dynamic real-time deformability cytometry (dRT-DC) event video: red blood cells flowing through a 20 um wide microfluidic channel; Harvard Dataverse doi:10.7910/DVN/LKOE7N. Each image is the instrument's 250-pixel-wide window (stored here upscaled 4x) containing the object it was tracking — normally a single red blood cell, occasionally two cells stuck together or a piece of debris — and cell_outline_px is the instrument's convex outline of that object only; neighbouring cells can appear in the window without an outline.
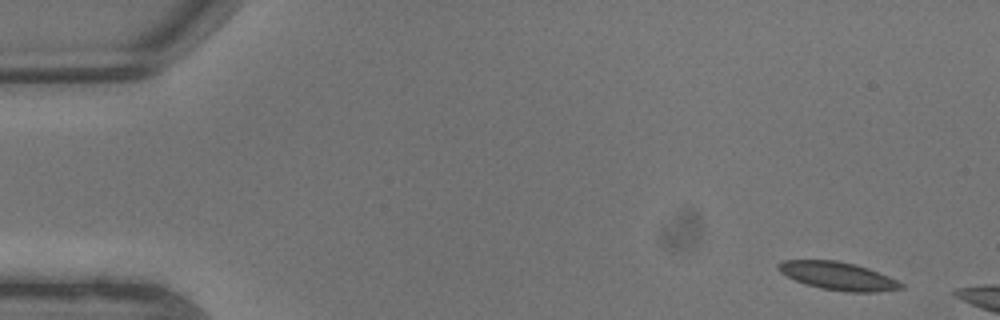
{"species": "common noctule bat (a hibernating species)", "species_latin": "Nyctalus noctula", "temperature_condition": "warm", "stored_images_in_passage": 5, "camera_frame_rate_fps": 3000, "um_per_image_px": 0.085, "animal": {"sex": "male", "body_mass_g": 13.3}, "frame": {"image": 1, "passage_image": 1, "time_ms": 0.0, "image_size_px": [1000, 320], "cell_outline_px": [[904, 288], [876, 292], [848, 292], [820, 288], [796, 280], [780, 272], [776, 268], [776, 264], [784, 260], [836, 260], [856, 264], [868, 268], [888, 276], [904, 284]], "centroid_in_image_um": [71.23, 23.45], "position_along_channel_um": 13.8, "area_um2": 19.94}}